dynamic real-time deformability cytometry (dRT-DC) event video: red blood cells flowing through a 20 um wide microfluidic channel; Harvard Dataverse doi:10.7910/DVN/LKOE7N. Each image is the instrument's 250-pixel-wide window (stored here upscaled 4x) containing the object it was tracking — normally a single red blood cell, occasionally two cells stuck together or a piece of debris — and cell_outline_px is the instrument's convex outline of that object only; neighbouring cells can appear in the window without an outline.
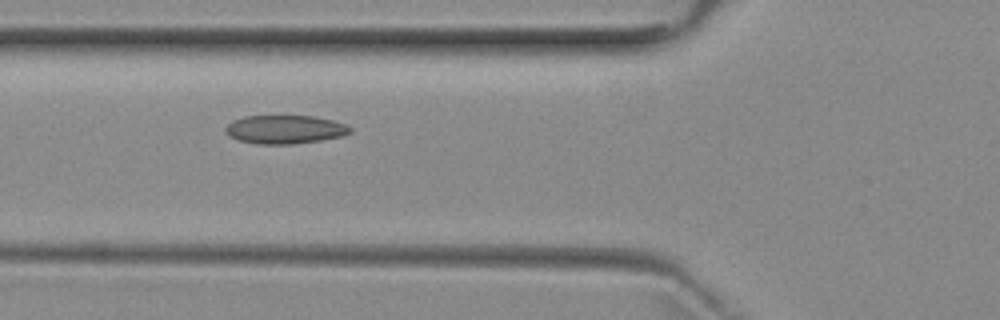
{"species": "common noctule bat (a hibernating species)", "species_latin": "Nyctalus noctula", "temperature_condition": "room temperature", "stored_images_in_passage": 6, "camera_frame_rate_fps": 3000, "um_per_image_px": 0.085, "animal": {"sex": "female", "body_mass_g": 29.2, "forearm_length_mm": 56.3}, "frame": {"image": 1, "passage_image": 5, "time_ms": 4.333, "image_size_px": [1000, 320], "cell_outline_px": [[352, 132], [344, 136], [320, 140], [292, 144], [256, 144], [240, 140], [232, 136], [224, 128], [232, 120], [244, 116], [312, 116], [332, 120], [348, 124], [352, 128]], "centroid_in_image_um": [24.28, 11.0], "position_along_channel_um": 101.5, "area_um2": 20.69}}
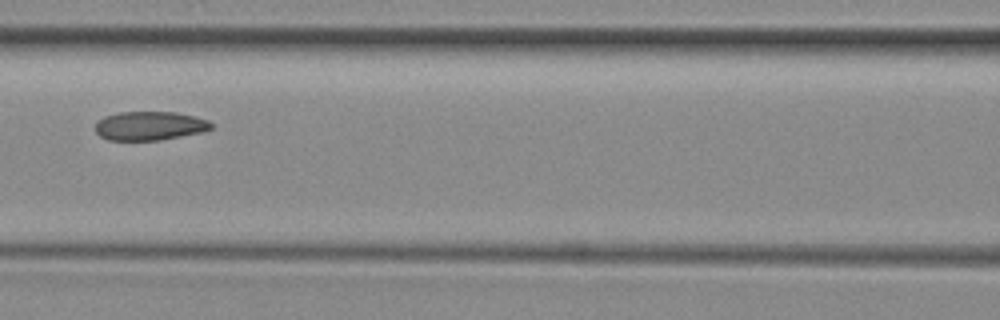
{"frame": {"image": 2, "passage_image": 6, "time_ms": 5.667, "image_size_px": [1000, 320], "cell_outline_px": [[212, 128], [204, 132], [160, 140], [108, 140], [100, 136], [96, 132], [96, 124], [104, 116], [120, 112], [176, 112], [208, 120], [212, 124]], "centroid_in_image_um": [12.73, 10.7], "position_along_channel_um": 153.9, "area_um2": 19.42}}